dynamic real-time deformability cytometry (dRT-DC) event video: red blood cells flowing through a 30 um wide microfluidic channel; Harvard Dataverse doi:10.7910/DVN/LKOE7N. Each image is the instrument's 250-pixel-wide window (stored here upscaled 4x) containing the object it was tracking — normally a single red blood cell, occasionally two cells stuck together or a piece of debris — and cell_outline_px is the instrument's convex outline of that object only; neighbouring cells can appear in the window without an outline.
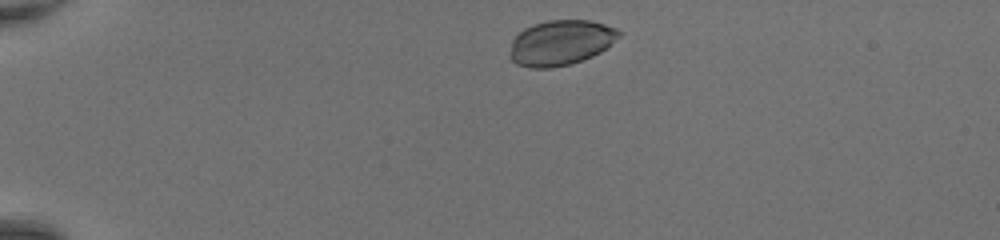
{"species": "common noctule bat (a hibernating species)", "species_latin": "Nyctalus noctula", "temperature_condition": "room temperature", "stored_images_in_passage": 39, "camera_frame_rate_fps": 3000, "um_per_image_px": 0.085, "animal": {"sex": "female", "body_mass_g": 20.0, "forearm_length_mm": 54.0}, "frame": {"image": 1, "passage_image": 2, "time_ms": 0.333, "image_size_px": [1000, 240], "cell_outline_px": [[620, 36], [600, 52], [592, 56], [568, 64], [548, 68], [532, 68], [516, 64], [508, 56], [512, 40], [524, 28], [532, 24], [548, 20], [588, 20], [604, 24], [616, 28], [620, 32]], "centroid_in_image_um": [47.62, 3.62], "position_along_channel_um": 37.4, "area_um2": 28.55}}
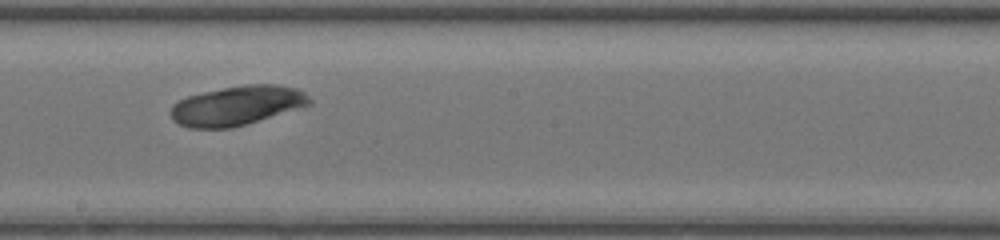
{"frame": {"image": 2, "passage_image": 20, "time_ms": 6.333, "image_size_px": [1000, 240], "cell_outline_px": [[312, 104], [232, 128], [188, 128], [172, 120], [168, 112], [172, 104], [188, 96], [204, 92], [244, 84], [276, 84], [296, 88], [304, 92], [312, 100]], "centroid_in_image_um": [20.12, 8.97], "position_along_channel_um": 228.1, "area_um2": 31.85}}
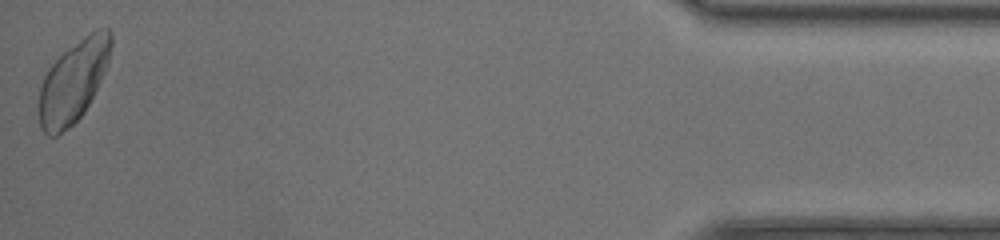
{"frame": {"image": 3, "passage_image": 39, "time_ms": 12.667, "image_size_px": [1000, 240], "cell_outline_px": [[112, 44], [108, 60], [104, 72], [84, 112], [68, 128], [56, 136], [48, 136], [40, 128], [40, 88], [44, 76], [48, 68], [68, 48], [96, 28], [108, 28], [112, 32]], "centroid_in_image_um": [6.24, 6.9], "position_along_channel_um": 429.0, "area_um2": 33.7}}